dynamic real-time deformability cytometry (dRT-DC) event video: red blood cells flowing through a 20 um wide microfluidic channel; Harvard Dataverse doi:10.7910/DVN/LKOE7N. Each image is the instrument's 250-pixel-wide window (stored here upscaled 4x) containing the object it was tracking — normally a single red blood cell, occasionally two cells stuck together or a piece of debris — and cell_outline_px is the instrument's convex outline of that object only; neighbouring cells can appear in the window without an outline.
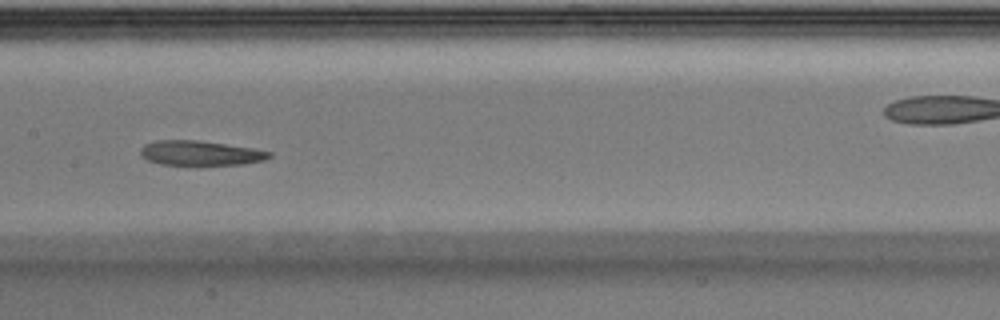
{"species": "Egyptian fruit bat (a non-hibernating species)", "species_latin": "Rousettus aegyptiacus", "temperature_condition": "warm", "stored_images_in_passage": 31, "camera_frame_rate_fps": 3000, "um_per_image_px": 0.085, "animal": {"sex": "male"}, "frame": {"image": 1, "passage_image": 10, "time_ms": 3.0, "image_size_px": [1000, 320], "cell_outline_px": [[272, 156], [264, 160], [244, 164], [200, 168], [196, 168], [160, 164], [148, 160], [140, 156], [140, 148], [144, 144], [156, 140], [196, 140], [252, 148], [272, 152]], "centroid_in_image_um": [17.0, 13.07], "position_along_channel_um": 190.4, "area_um2": 19.59}}